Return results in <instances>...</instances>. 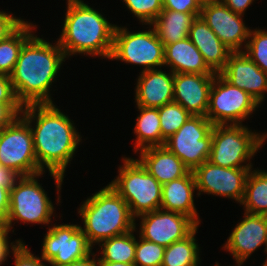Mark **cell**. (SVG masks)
Segmentation results:
<instances>
[{"mask_svg":"<svg viewBox=\"0 0 267 266\" xmlns=\"http://www.w3.org/2000/svg\"><path fill=\"white\" fill-rule=\"evenodd\" d=\"M20 116L32 131L38 166L43 171L46 167L55 181L59 203L66 167L71 163L82 137L69 116L54 103L24 106ZM32 122L35 123L33 127Z\"/></svg>","mask_w":267,"mask_h":266,"instance_id":"cell-1","label":"cell"},{"mask_svg":"<svg viewBox=\"0 0 267 266\" xmlns=\"http://www.w3.org/2000/svg\"><path fill=\"white\" fill-rule=\"evenodd\" d=\"M65 58L58 42L52 45L33 34L24 43L10 75L16 97L23 107L53 104L50 88Z\"/></svg>","mask_w":267,"mask_h":266,"instance_id":"cell-2","label":"cell"},{"mask_svg":"<svg viewBox=\"0 0 267 266\" xmlns=\"http://www.w3.org/2000/svg\"><path fill=\"white\" fill-rule=\"evenodd\" d=\"M66 9L57 40L65 56L86 54L110 59L116 25L83 0H67Z\"/></svg>","mask_w":267,"mask_h":266,"instance_id":"cell-3","label":"cell"},{"mask_svg":"<svg viewBox=\"0 0 267 266\" xmlns=\"http://www.w3.org/2000/svg\"><path fill=\"white\" fill-rule=\"evenodd\" d=\"M78 210L84 223L80 229L92 247L135 228L127 202L110 184L89 196Z\"/></svg>","mask_w":267,"mask_h":266,"instance_id":"cell-4","label":"cell"},{"mask_svg":"<svg viewBox=\"0 0 267 266\" xmlns=\"http://www.w3.org/2000/svg\"><path fill=\"white\" fill-rule=\"evenodd\" d=\"M266 139V132H252L243 124L213 125L208 161L227 168H253L250 159Z\"/></svg>","mask_w":267,"mask_h":266,"instance_id":"cell-5","label":"cell"},{"mask_svg":"<svg viewBox=\"0 0 267 266\" xmlns=\"http://www.w3.org/2000/svg\"><path fill=\"white\" fill-rule=\"evenodd\" d=\"M122 161L110 185L127 202L136 221L139 215L160 209L162 185L138 159L124 157Z\"/></svg>","mask_w":267,"mask_h":266,"instance_id":"cell-6","label":"cell"},{"mask_svg":"<svg viewBox=\"0 0 267 266\" xmlns=\"http://www.w3.org/2000/svg\"><path fill=\"white\" fill-rule=\"evenodd\" d=\"M43 173L21 176L10 189L9 213L4 223L10 231L16 220L24 224H51L55 208L37 180Z\"/></svg>","mask_w":267,"mask_h":266,"instance_id":"cell-7","label":"cell"},{"mask_svg":"<svg viewBox=\"0 0 267 266\" xmlns=\"http://www.w3.org/2000/svg\"><path fill=\"white\" fill-rule=\"evenodd\" d=\"M130 32L116 25L110 59L143 67L142 71L164 66V45L153 29Z\"/></svg>","mask_w":267,"mask_h":266,"instance_id":"cell-8","label":"cell"},{"mask_svg":"<svg viewBox=\"0 0 267 266\" xmlns=\"http://www.w3.org/2000/svg\"><path fill=\"white\" fill-rule=\"evenodd\" d=\"M259 105L246 91L215 74L206 117L213 125L242 124Z\"/></svg>","mask_w":267,"mask_h":266,"instance_id":"cell-9","label":"cell"},{"mask_svg":"<svg viewBox=\"0 0 267 266\" xmlns=\"http://www.w3.org/2000/svg\"><path fill=\"white\" fill-rule=\"evenodd\" d=\"M0 164L20 176L45 172L37 163L30 126L20 115L0 130Z\"/></svg>","mask_w":267,"mask_h":266,"instance_id":"cell-10","label":"cell"},{"mask_svg":"<svg viewBox=\"0 0 267 266\" xmlns=\"http://www.w3.org/2000/svg\"><path fill=\"white\" fill-rule=\"evenodd\" d=\"M213 124L206 116H191L164 146L190 171L209 160Z\"/></svg>","mask_w":267,"mask_h":266,"instance_id":"cell-11","label":"cell"},{"mask_svg":"<svg viewBox=\"0 0 267 266\" xmlns=\"http://www.w3.org/2000/svg\"><path fill=\"white\" fill-rule=\"evenodd\" d=\"M93 247L77 224H60L48 228L41 257L51 266H65L85 258Z\"/></svg>","mask_w":267,"mask_h":266,"instance_id":"cell-12","label":"cell"},{"mask_svg":"<svg viewBox=\"0 0 267 266\" xmlns=\"http://www.w3.org/2000/svg\"><path fill=\"white\" fill-rule=\"evenodd\" d=\"M251 168H227L205 161L192 172L195 178L197 195L201 193L232 198L242 203L245 184Z\"/></svg>","mask_w":267,"mask_h":266,"instance_id":"cell-13","label":"cell"},{"mask_svg":"<svg viewBox=\"0 0 267 266\" xmlns=\"http://www.w3.org/2000/svg\"><path fill=\"white\" fill-rule=\"evenodd\" d=\"M139 236L167 247L190 235L199 225L189 216L158 209L139 215Z\"/></svg>","mask_w":267,"mask_h":266,"instance_id":"cell-14","label":"cell"},{"mask_svg":"<svg viewBox=\"0 0 267 266\" xmlns=\"http://www.w3.org/2000/svg\"><path fill=\"white\" fill-rule=\"evenodd\" d=\"M243 16L234 13L221 0L203 4L200 13L209 28L232 52L244 51L249 38L251 29L245 26Z\"/></svg>","mask_w":267,"mask_h":266,"instance_id":"cell-15","label":"cell"},{"mask_svg":"<svg viewBox=\"0 0 267 266\" xmlns=\"http://www.w3.org/2000/svg\"><path fill=\"white\" fill-rule=\"evenodd\" d=\"M265 245L267 254V215L248 214L234 227L223 248L242 266L255 250Z\"/></svg>","mask_w":267,"mask_h":266,"instance_id":"cell-16","label":"cell"},{"mask_svg":"<svg viewBox=\"0 0 267 266\" xmlns=\"http://www.w3.org/2000/svg\"><path fill=\"white\" fill-rule=\"evenodd\" d=\"M229 83L246 91L259 104L267 92V73L261 70L243 51L231 52L220 73Z\"/></svg>","mask_w":267,"mask_h":266,"instance_id":"cell-17","label":"cell"},{"mask_svg":"<svg viewBox=\"0 0 267 266\" xmlns=\"http://www.w3.org/2000/svg\"><path fill=\"white\" fill-rule=\"evenodd\" d=\"M215 74L175 73L173 102L193 116H206Z\"/></svg>","mask_w":267,"mask_h":266,"instance_id":"cell-18","label":"cell"},{"mask_svg":"<svg viewBox=\"0 0 267 266\" xmlns=\"http://www.w3.org/2000/svg\"><path fill=\"white\" fill-rule=\"evenodd\" d=\"M161 70L141 71L135 86L137 106L159 108L173 102L174 73Z\"/></svg>","mask_w":267,"mask_h":266,"instance_id":"cell-19","label":"cell"},{"mask_svg":"<svg viewBox=\"0 0 267 266\" xmlns=\"http://www.w3.org/2000/svg\"><path fill=\"white\" fill-rule=\"evenodd\" d=\"M188 38L202 54L207 66L215 74H220L232 51L220 41L200 16L190 27Z\"/></svg>","mask_w":267,"mask_h":266,"instance_id":"cell-20","label":"cell"},{"mask_svg":"<svg viewBox=\"0 0 267 266\" xmlns=\"http://www.w3.org/2000/svg\"><path fill=\"white\" fill-rule=\"evenodd\" d=\"M138 160L161 184L186 176L190 169L165 146L148 147L139 151Z\"/></svg>","mask_w":267,"mask_h":266,"instance_id":"cell-21","label":"cell"},{"mask_svg":"<svg viewBox=\"0 0 267 266\" xmlns=\"http://www.w3.org/2000/svg\"><path fill=\"white\" fill-rule=\"evenodd\" d=\"M195 190L197 189L192 171L182 178L163 184L160 209L185 214L198 225L201 224L194 204Z\"/></svg>","mask_w":267,"mask_h":266,"instance_id":"cell-22","label":"cell"},{"mask_svg":"<svg viewBox=\"0 0 267 266\" xmlns=\"http://www.w3.org/2000/svg\"><path fill=\"white\" fill-rule=\"evenodd\" d=\"M164 65L174 74H215L188 37L164 46Z\"/></svg>","mask_w":267,"mask_h":266,"instance_id":"cell-23","label":"cell"},{"mask_svg":"<svg viewBox=\"0 0 267 266\" xmlns=\"http://www.w3.org/2000/svg\"><path fill=\"white\" fill-rule=\"evenodd\" d=\"M199 16L200 13H183L163 9L150 25L165 46L187 38L190 27Z\"/></svg>","mask_w":267,"mask_h":266,"instance_id":"cell-24","label":"cell"},{"mask_svg":"<svg viewBox=\"0 0 267 266\" xmlns=\"http://www.w3.org/2000/svg\"><path fill=\"white\" fill-rule=\"evenodd\" d=\"M136 107L140 115L136 118L134 128L136 135L134 153L148 147L164 146L166 140L161 135L158 108Z\"/></svg>","mask_w":267,"mask_h":266,"instance_id":"cell-25","label":"cell"},{"mask_svg":"<svg viewBox=\"0 0 267 266\" xmlns=\"http://www.w3.org/2000/svg\"><path fill=\"white\" fill-rule=\"evenodd\" d=\"M252 170L247 176L241 205L248 214L267 215V171Z\"/></svg>","mask_w":267,"mask_h":266,"instance_id":"cell-26","label":"cell"},{"mask_svg":"<svg viewBox=\"0 0 267 266\" xmlns=\"http://www.w3.org/2000/svg\"><path fill=\"white\" fill-rule=\"evenodd\" d=\"M36 25L24 21L10 36L0 42V74L10 76L24 43L34 34Z\"/></svg>","mask_w":267,"mask_h":266,"instance_id":"cell-27","label":"cell"},{"mask_svg":"<svg viewBox=\"0 0 267 266\" xmlns=\"http://www.w3.org/2000/svg\"><path fill=\"white\" fill-rule=\"evenodd\" d=\"M136 229L135 223L133 230L100 242L99 246L102 250L100 262L134 263L136 251L134 231L136 232Z\"/></svg>","mask_w":267,"mask_h":266,"instance_id":"cell-28","label":"cell"},{"mask_svg":"<svg viewBox=\"0 0 267 266\" xmlns=\"http://www.w3.org/2000/svg\"><path fill=\"white\" fill-rule=\"evenodd\" d=\"M198 227L186 238L165 247L161 266H198L200 264L199 245L195 234Z\"/></svg>","mask_w":267,"mask_h":266,"instance_id":"cell-29","label":"cell"},{"mask_svg":"<svg viewBox=\"0 0 267 266\" xmlns=\"http://www.w3.org/2000/svg\"><path fill=\"white\" fill-rule=\"evenodd\" d=\"M162 137L167 140L192 116L183 106L171 102L158 108Z\"/></svg>","mask_w":267,"mask_h":266,"instance_id":"cell-30","label":"cell"},{"mask_svg":"<svg viewBox=\"0 0 267 266\" xmlns=\"http://www.w3.org/2000/svg\"><path fill=\"white\" fill-rule=\"evenodd\" d=\"M258 67L267 73V31L250 30L246 47L243 51Z\"/></svg>","mask_w":267,"mask_h":266,"instance_id":"cell-31","label":"cell"},{"mask_svg":"<svg viewBox=\"0 0 267 266\" xmlns=\"http://www.w3.org/2000/svg\"><path fill=\"white\" fill-rule=\"evenodd\" d=\"M136 240L135 266H161L165 247L145 240L139 236Z\"/></svg>","mask_w":267,"mask_h":266,"instance_id":"cell-32","label":"cell"},{"mask_svg":"<svg viewBox=\"0 0 267 266\" xmlns=\"http://www.w3.org/2000/svg\"><path fill=\"white\" fill-rule=\"evenodd\" d=\"M124 2L142 25H150L163 10V0H123Z\"/></svg>","mask_w":267,"mask_h":266,"instance_id":"cell-33","label":"cell"},{"mask_svg":"<svg viewBox=\"0 0 267 266\" xmlns=\"http://www.w3.org/2000/svg\"><path fill=\"white\" fill-rule=\"evenodd\" d=\"M11 253L14 257V264L15 266H47L45 261L42 257L35 256L31 253L28 249V246L25 243L18 242L16 246L12 249ZM43 261L45 263H43Z\"/></svg>","mask_w":267,"mask_h":266,"instance_id":"cell-34","label":"cell"},{"mask_svg":"<svg viewBox=\"0 0 267 266\" xmlns=\"http://www.w3.org/2000/svg\"><path fill=\"white\" fill-rule=\"evenodd\" d=\"M22 111L20 102H0V130L11 124Z\"/></svg>","mask_w":267,"mask_h":266,"instance_id":"cell-35","label":"cell"},{"mask_svg":"<svg viewBox=\"0 0 267 266\" xmlns=\"http://www.w3.org/2000/svg\"><path fill=\"white\" fill-rule=\"evenodd\" d=\"M202 5L198 0H163V9L183 13H201Z\"/></svg>","mask_w":267,"mask_h":266,"instance_id":"cell-36","label":"cell"},{"mask_svg":"<svg viewBox=\"0 0 267 266\" xmlns=\"http://www.w3.org/2000/svg\"><path fill=\"white\" fill-rule=\"evenodd\" d=\"M23 22L20 17L0 11V42L10 36Z\"/></svg>","mask_w":267,"mask_h":266,"instance_id":"cell-37","label":"cell"},{"mask_svg":"<svg viewBox=\"0 0 267 266\" xmlns=\"http://www.w3.org/2000/svg\"><path fill=\"white\" fill-rule=\"evenodd\" d=\"M9 231L10 230L4 224H0V266L7 260V257L10 256L9 253L14 248V246H16L18 242H22L21 239H18L14 241L15 243H10L8 239Z\"/></svg>","mask_w":267,"mask_h":266,"instance_id":"cell-38","label":"cell"},{"mask_svg":"<svg viewBox=\"0 0 267 266\" xmlns=\"http://www.w3.org/2000/svg\"><path fill=\"white\" fill-rule=\"evenodd\" d=\"M0 102H19L10 76L4 74H0Z\"/></svg>","mask_w":267,"mask_h":266,"instance_id":"cell-39","label":"cell"},{"mask_svg":"<svg viewBox=\"0 0 267 266\" xmlns=\"http://www.w3.org/2000/svg\"><path fill=\"white\" fill-rule=\"evenodd\" d=\"M10 189L4 187V182H0V224L6 222L9 213Z\"/></svg>","mask_w":267,"mask_h":266,"instance_id":"cell-40","label":"cell"},{"mask_svg":"<svg viewBox=\"0 0 267 266\" xmlns=\"http://www.w3.org/2000/svg\"><path fill=\"white\" fill-rule=\"evenodd\" d=\"M20 177L14 170L0 164V182H4V187L11 189Z\"/></svg>","mask_w":267,"mask_h":266,"instance_id":"cell-41","label":"cell"},{"mask_svg":"<svg viewBox=\"0 0 267 266\" xmlns=\"http://www.w3.org/2000/svg\"><path fill=\"white\" fill-rule=\"evenodd\" d=\"M234 13L244 15L254 0H221Z\"/></svg>","mask_w":267,"mask_h":266,"instance_id":"cell-42","label":"cell"},{"mask_svg":"<svg viewBox=\"0 0 267 266\" xmlns=\"http://www.w3.org/2000/svg\"><path fill=\"white\" fill-rule=\"evenodd\" d=\"M96 256L97 255H95V253L92 252L91 254L86 256L85 258L80 259L78 261H74V262H72L68 265H65V266H101V262H100L99 258H97Z\"/></svg>","mask_w":267,"mask_h":266,"instance_id":"cell-43","label":"cell"},{"mask_svg":"<svg viewBox=\"0 0 267 266\" xmlns=\"http://www.w3.org/2000/svg\"><path fill=\"white\" fill-rule=\"evenodd\" d=\"M101 266H135V264L121 262H101Z\"/></svg>","mask_w":267,"mask_h":266,"instance_id":"cell-44","label":"cell"},{"mask_svg":"<svg viewBox=\"0 0 267 266\" xmlns=\"http://www.w3.org/2000/svg\"><path fill=\"white\" fill-rule=\"evenodd\" d=\"M201 5L206 4V3H211V2H216L220 0H198Z\"/></svg>","mask_w":267,"mask_h":266,"instance_id":"cell-45","label":"cell"},{"mask_svg":"<svg viewBox=\"0 0 267 266\" xmlns=\"http://www.w3.org/2000/svg\"><path fill=\"white\" fill-rule=\"evenodd\" d=\"M262 266H267V261H265Z\"/></svg>","mask_w":267,"mask_h":266,"instance_id":"cell-46","label":"cell"}]
</instances>
